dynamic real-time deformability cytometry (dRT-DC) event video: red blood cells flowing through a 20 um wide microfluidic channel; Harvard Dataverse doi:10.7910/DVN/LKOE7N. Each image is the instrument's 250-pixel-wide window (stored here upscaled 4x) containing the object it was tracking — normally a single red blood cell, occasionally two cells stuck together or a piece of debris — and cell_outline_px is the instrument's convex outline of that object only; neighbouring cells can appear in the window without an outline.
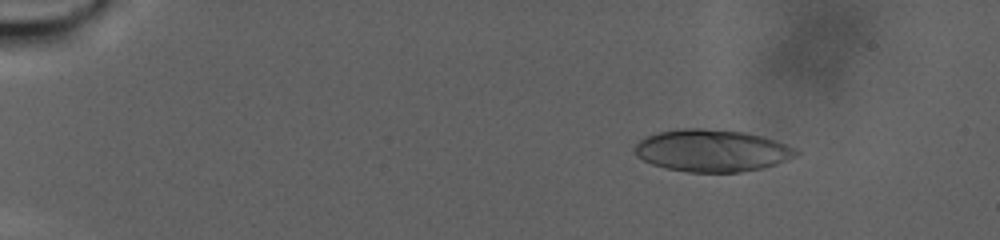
{"species": "human", "species_latin": "Homo sapiens", "temperature_condition": "warm", "stored_images_in_passage": 102, "camera_frame_rate_fps": 3000, "um_per_image_px": 0.085, "donor": {"sex": "male"}, "frame": {"image": 1, "passage_image": 16, "time_ms": 5.0, "image_size_px": [1000, 240], "cell_outline_px": [[800, 152], [796, 156], [788, 160], [776, 164], [760, 168], [740, 172], [688, 172], [668, 168], [652, 164], [636, 156], [632, 152], [632, 148], [644, 136], [676, 128], [700, 128], [748, 132], [764, 136], [776, 140], [796, 148]], "centroid_in_image_um": [60.51, 12.78], "position_along_channel_um": 24.5, "area_um2": 40.0}}
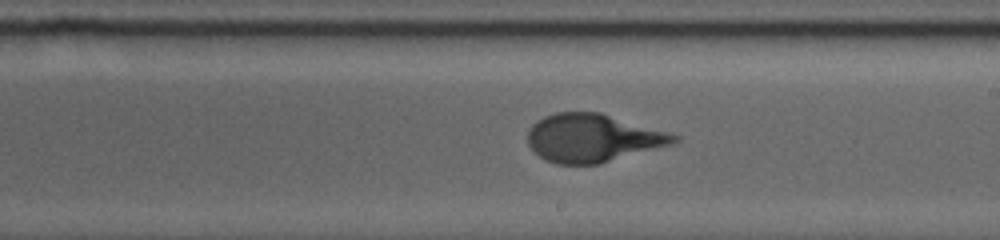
{"frame": {"image": 2, "passage_image": 63, "time_ms": 20.667, "image_size_px": [1000, 240], "cell_outline_px": [[680, 140], [672, 144], [600, 164], [556, 164], [544, 160], [528, 144], [528, 132], [532, 124], [536, 120], [544, 116], [556, 112], [600, 112], [668, 132], [680, 136]], "centroid_in_image_um": [50.38, 11.73], "position_along_channel_um": 238.6, "area_um2": 40.98}}
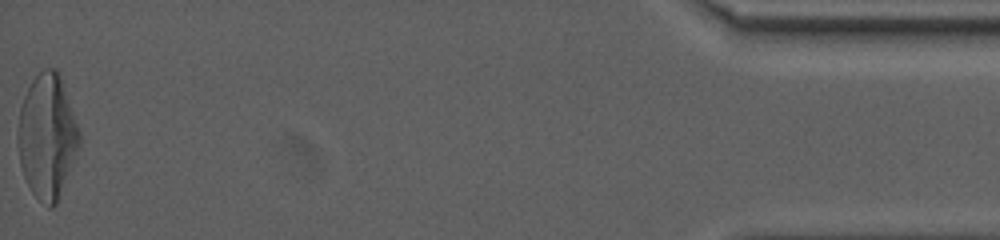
{"frame": {"image": 3, "passage_image": 102, "time_ms": 33.667, "image_size_px": [1000, 240], "cell_outline_px": [[80, 148], [56, 204], [52, 208], [48, 208], [32, 192], [24, 176], [20, 164], [16, 136], [16, 132], [20, 108], [24, 96], [32, 80], [44, 68], [56, 68], [60, 76], [80, 128]], "centroid_in_image_um": [4.02, 11.59], "position_along_channel_um": 431.2, "area_um2": 44.85}}